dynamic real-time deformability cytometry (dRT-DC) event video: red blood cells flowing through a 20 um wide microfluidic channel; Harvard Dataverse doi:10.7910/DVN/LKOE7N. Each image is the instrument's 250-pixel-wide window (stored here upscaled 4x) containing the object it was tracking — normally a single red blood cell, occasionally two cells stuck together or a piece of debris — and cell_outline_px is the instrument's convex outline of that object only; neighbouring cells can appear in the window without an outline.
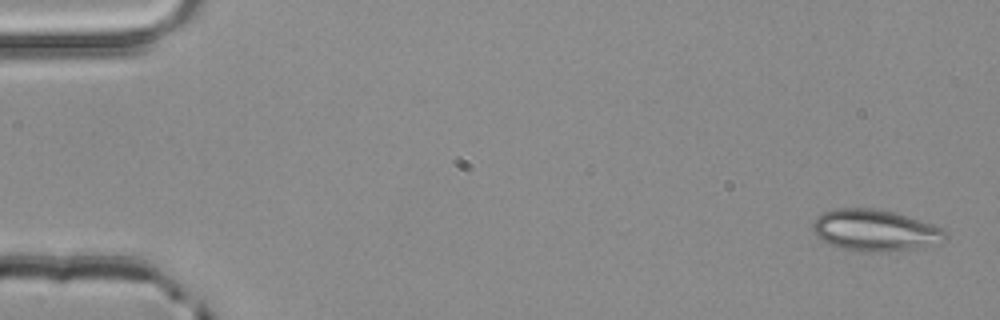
{"species": "common noctule bat (a hibernating species)", "species_latin": "Nyctalus noctula", "temperature_condition": "room temperature", "stored_images_in_passage": 3, "camera_frame_rate_fps": 3000, "um_per_image_px": 0.085, "animal": {"sex": "male", "body_mass_g": 20.4}, "frame": {"image": 1, "passage_image": 1, "time_ms": 0.0, "image_size_px": [1000, 320], "cell_outline_px": [[944, 232], [920, 248], [888, 252], [856, 252], [840, 248], [828, 244], [816, 236], [812, 232], [812, 224], [816, 216], [832, 208], [872, 208], [892, 212], [932, 224], [940, 228]], "centroid_in_image_um": [74.16, 19.58], "position_along_channel_um": 10.8, "area_um2": 31.44}}